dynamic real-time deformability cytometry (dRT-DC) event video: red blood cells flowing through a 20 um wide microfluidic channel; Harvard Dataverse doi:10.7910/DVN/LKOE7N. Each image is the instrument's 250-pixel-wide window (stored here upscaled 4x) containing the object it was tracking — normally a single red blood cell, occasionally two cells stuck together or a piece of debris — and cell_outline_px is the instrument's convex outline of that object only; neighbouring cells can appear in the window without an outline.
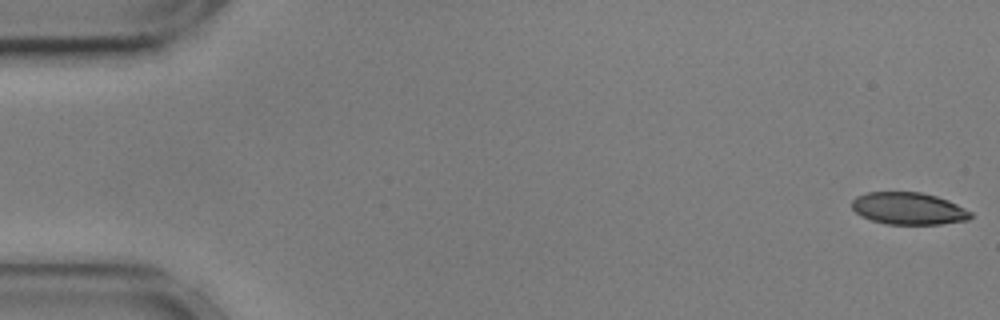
{"species": "common noctule bat (a hibernating species)", "species_latin": "Nyctalus noctula", "temperature_condition": "cold", "stored_images_in_passage": 55, "camera_frame_rate_fps": 3000, "um_per_image_px": 0.085, "animal": {"sex": "male", "body_mass_g": 17.9, "forearm_length_mm": 54.2}, "frame": {"image": 1, "passage_image": 1, "time_ms": 0.0, "image_size_px": [1000, 320], "cell_outline_px": [[972, 216], [968, 220], [940, 224], [884, 224], [860, 216], [852, 208], [852, 200], [856, 196], [868, 192], [920, 192], [936, 196], [948, 200], [972, 212]], "centroid_in_image_um": [77.21, 17.72], "position_along_channel_um": 7.8, "area_um2": 22.25}}
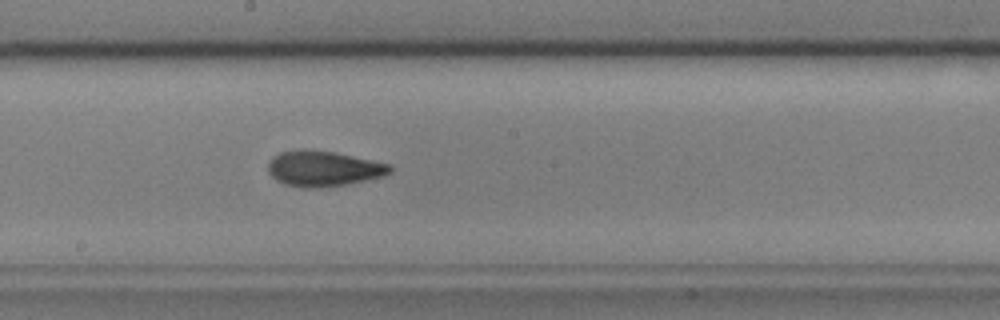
{"frame": {"image": 2, "passage_image": 30, "time_ms": 9.667, "image_size_px": [1000, 320], "cell_outline_px": [[392, 172], [384, 176], [344, 184], [320, 188], [304, 188], [284, 184], [276, 180], [268, 172], [268, 164], [272, 156], [280, 152], [300, 148], [304, 148], [336, 152], [392, 164]], "centroid_in_image_um": [27.48, 14.31], "position_along_channel_um": 220.7, "area_um2": 25.55}}
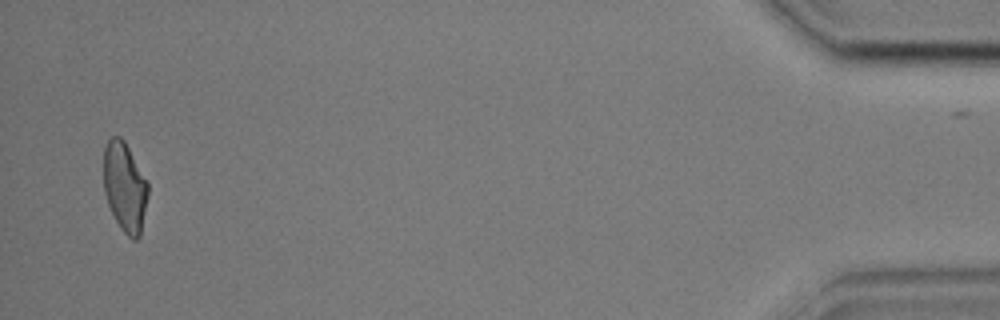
{"frame": {"image": 3, "passage_image": 54, "time_ms": 17.667, "image_size_px": [1000, 320], "cell_outline_px": [[148, 196], [140, 236], [136, 240], [132, 240], [120, 228], [108, 204], [104, 192], [104, 148], [108, 140], [112, 136], [120, 136], [124, 140], [148, 184]], "centroid_in_image_um": [10.6, 15.91], "position_along_channel_um": 424.6, "area_um2": 22.95}, "authors_computed_cell_mechanics": {"area_um2": 23.987, "velocity_mm_per_s": 3.5899, "shape_relaxation_time_tau1_ms": 5.5163, "shape_relaxation_time_tau2_ms": 2.134, "deformation_change_tau1": 0.1654, "deformation_change_tau2": 0.0915}}